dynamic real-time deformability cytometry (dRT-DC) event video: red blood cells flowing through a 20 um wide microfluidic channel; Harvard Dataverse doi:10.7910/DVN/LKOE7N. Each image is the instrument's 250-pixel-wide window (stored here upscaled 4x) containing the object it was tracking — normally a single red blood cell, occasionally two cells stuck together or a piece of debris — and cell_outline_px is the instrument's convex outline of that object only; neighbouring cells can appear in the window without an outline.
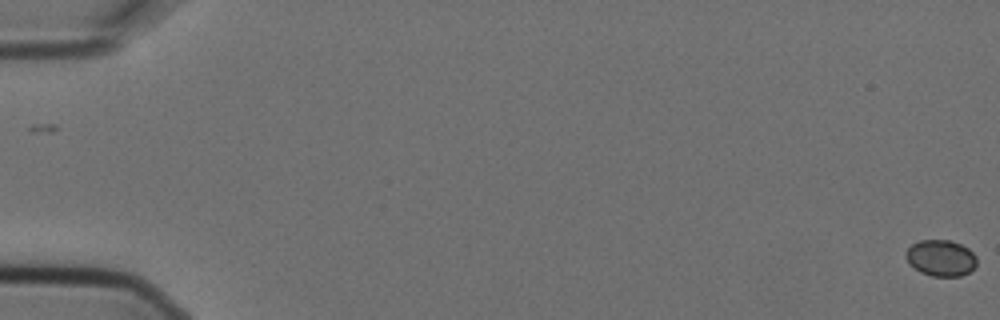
{"species": "Egyptian fruit bat (a non-hibernating species)", "species_latin": "Rousettus aegyptiacus", "temperature_condition": "cold", "stored_images_in_passage": 5, "camera_frame_rate_fps": 3000, "um_per_image_px": 0.085, "animal": {"sex": "female"}, "frame": {"image": 1, "passage_image": 1, "time_ms": 0.0, "image_size_px": [1000, 320], "cell_outline_px": [[976, 264], [968, 272], [960, 276], [932, 276], [920, 272], [904, 256], [904, 252], [912, 244], [920, 240], [948, 240], [960, 244], [968, 248], [976, 256]], "centroid_in_image_um": [79.96, 21.92], "position_along_channel_um": 5.0, "area_um2": 14.8}}
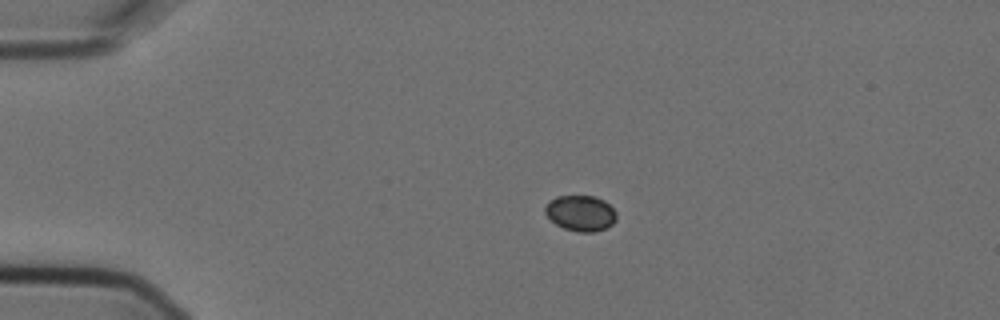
{"frame": {"image": 2, "passage_image": 4, "time_ms": 1.0, "image_size_px": [1000, 320], "cell_outline_px": [[616, 220], [612, 224], [604, 228], [592, 232], [576, 232], [564, 228], [556, 224], [544, 212], [544, 208], [548, 200], [556, 196], [596, 196], [604, 200], [616, 212]], "centroid_in_image_um": [49.33, 18.1], "position_along_channel_um": 35.7, "area_um2": 14.85}}